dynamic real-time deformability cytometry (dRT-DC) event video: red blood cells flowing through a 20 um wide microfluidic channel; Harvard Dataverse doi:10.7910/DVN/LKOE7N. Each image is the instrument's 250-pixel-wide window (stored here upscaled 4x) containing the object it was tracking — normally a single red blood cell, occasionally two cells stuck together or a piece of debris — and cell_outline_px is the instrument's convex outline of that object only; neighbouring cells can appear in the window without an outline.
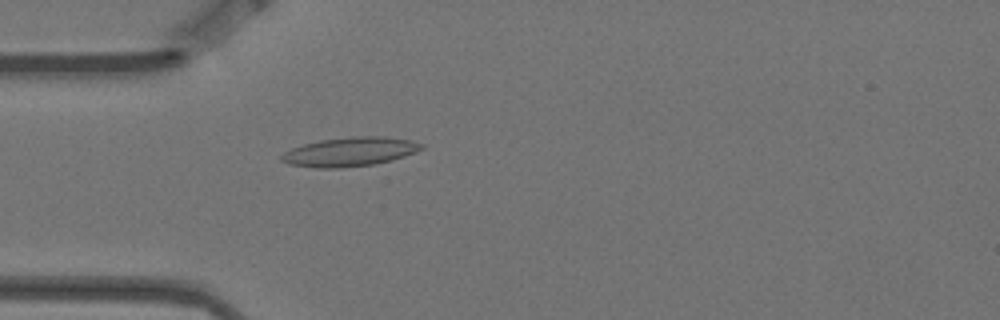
{"species": "Egyptian fruit bat (a non-hibernating species)", "species_latin": "Rousettus aegyptiacus", "temperature_condition": "warm", "stored_images_in_passage": 5, "camera_frame_rate_fps": 3000, "um_per_image_px": 0.085, "animal": {"sex": "female"}, "frame": {"image": 1, "passage_image": 5, "time_ms": 1.333, "image_size_px": [1000, 320], "cell_outline_px": [[424, 148], [416, 152], [392, 160], [372, 164], [340, 168], [316, 168], [288, 164], [280, 160], [280, 156], [284, 152], [292, 148], [304, 144], [320, 140], [352, 136], [384, 136], [412, 140], [424, 144]], "centroid_in_image_um": [29.75, 12.89], "position_along_channel_um": 55.3, "area_um2": 23.81}}